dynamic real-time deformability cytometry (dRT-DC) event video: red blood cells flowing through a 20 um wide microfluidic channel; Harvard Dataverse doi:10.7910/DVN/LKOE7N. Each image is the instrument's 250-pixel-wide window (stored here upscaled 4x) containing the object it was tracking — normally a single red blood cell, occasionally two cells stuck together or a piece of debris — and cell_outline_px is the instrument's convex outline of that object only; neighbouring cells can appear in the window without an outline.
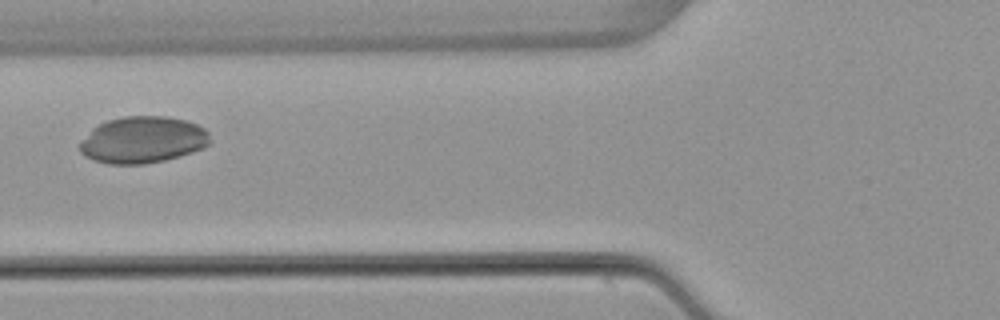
{"species": "common noctule bat (a hibernating species)", "species_latin": "Nyctalus noctula", "temperature_condition": "warm", "stored_images_in_passage": 5, "camera_frame_rate_fps": 3000, "um_per_image_px": 0.085, "animal": {"sex": "female", "body_mass_g": 22.7, "forearm_length_mm": 54.2}, "frame": {"image": 1, "passage_image": 5, "time_ms": 5.667, "image_size_px": [1000, 320], "cell_outline_px": [[208, 144], [192, 152], [180, 156], [164, 160], [144, 164], [108, 164], [92, 160], [84, 156], [80, 152], [80, 140], [92, 128], [108, 120], [124, 116], [164, 116], [188, 120], [204, 128], [208, 132]], "centroid_in_image_um": [12.09, 11.89], "position_along_channel_um": 113.7, "area_um2": 35.43}}